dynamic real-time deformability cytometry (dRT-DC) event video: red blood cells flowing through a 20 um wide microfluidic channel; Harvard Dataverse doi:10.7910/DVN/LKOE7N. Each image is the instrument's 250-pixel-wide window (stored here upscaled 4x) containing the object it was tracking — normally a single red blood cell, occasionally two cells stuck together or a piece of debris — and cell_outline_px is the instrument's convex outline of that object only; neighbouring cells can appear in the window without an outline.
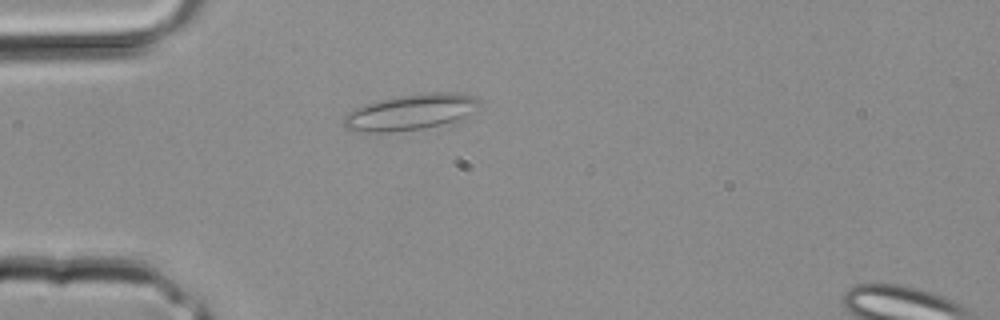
{"species": "common noctule bat (a hibernating species)", "species_latin": "Nyctalus noctula", "temperature_condition": "room temperature", "stored_images_in_passage": 28, "camera_frame_rate_fps": 3000, "um_per_image_px": 0.085, "animal": {"sex": "male", "body_mass_g": 20.4}, "frame": {"image": 1, "passage_image": 3, "time_ms": 0.667, "image_size_px": [1000, 320], "cell_outline_px": [[480, 108], [456, 120], [424, 128], [388, 132], [364, 132], [344, 128], [344, 116], [352, 108], [364, 104], [380, 100], [400, 96], [432, 92], [456, 92], [476, 96], [480, 100]], "centroid_in_image_um": [34.9, 9.52], "position_along_channel_um": 50.1, "area_um2": 28.21}}
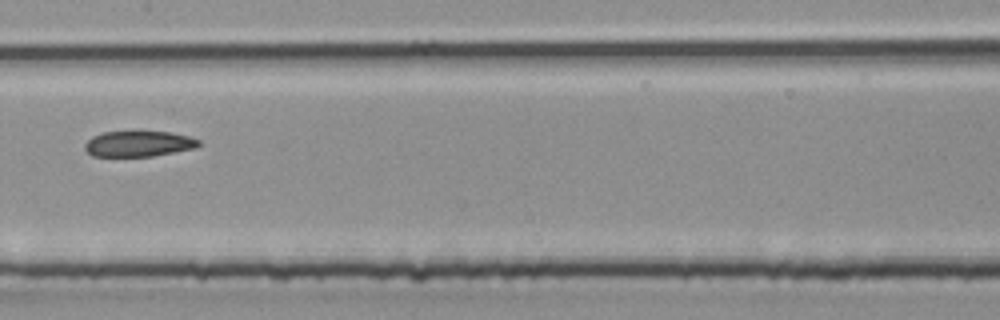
{"frame": {"image": 2, "passage_image": 11, "time_ms": 3.333, "image_size_px": [1000, 320], "cell_outline_px": [[200, 144], [196, 148], [152, 156], [92, 156], [84, 148], [84, 144], [92, 136], [104, 132], [136, 128], [140, 128], [172, 132], [188, 136], [200, 140]], "centroid_in_image_um": [11.78, 12.16], "position_along_channel_um": 195.6, "area_um2": 17.98}}
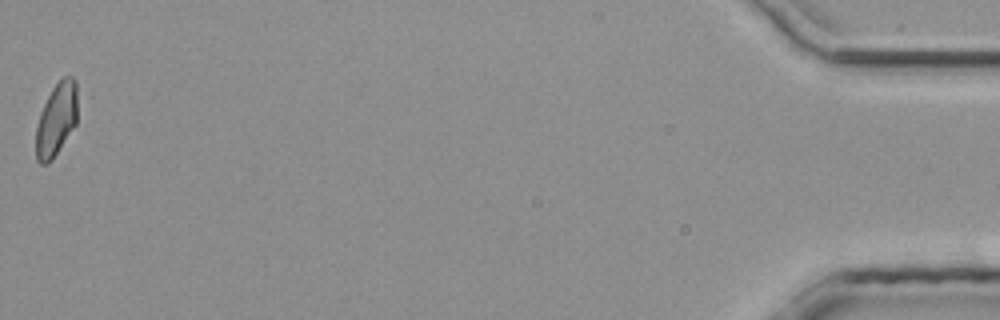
{"frame": {"image": 3, "passage_image": 28, "time_ms": 9.0, "image_size_px": [1000, 320], "cell_outline_px": [[76, 124], [52, 160], [48, 164], [40, 164], [36, 160], [36, 128], [40, 112], [52, 88], [64, 76], [72, 76], [76, 80]], "centroid_in_image_um": [4.78, 10.17], "position_along_channel_um": 430.4, "area_um2": 17.57}}